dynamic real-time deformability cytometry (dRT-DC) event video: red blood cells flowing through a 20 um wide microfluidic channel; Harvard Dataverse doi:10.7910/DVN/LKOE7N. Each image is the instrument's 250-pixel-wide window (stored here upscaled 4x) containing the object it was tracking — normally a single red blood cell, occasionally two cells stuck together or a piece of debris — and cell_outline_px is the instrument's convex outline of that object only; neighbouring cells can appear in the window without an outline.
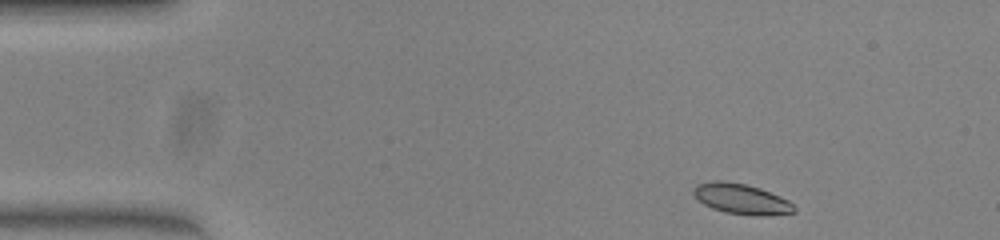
{"species": "common noctule bat (a hibernating species)", "species_latin": "Nyctalus noctula", "temperature_condition": "warm", "stored_images_in_passage": 46, "segment_of_instrument_passage": [1, 2], "camera_frame_rate_fps": 3000, "um_per_image_px": 0.085, "animal": {"sex": "female", "body_mass_g": 23.0, "forearm_length_mm": 53.4}, "frame": {"image": 1, "passage_image": 1, "time_ms": 0.0, "image_size_px": [1000, 240], "cell_outline_px": [[796, 212], [768, 216], [756, 216], [724, 212], [712, 208], [704, 204], [692, 192], [692, 188], [696, 184], [716, 180], [720, 180], [744, 184], [760, 188], [780, 196], [788, 200], [796, 208]], "centroid_in_image_um": [63.03, 16.92], "position_along_channel_um": 22.0, "area_um2": 17.86}}
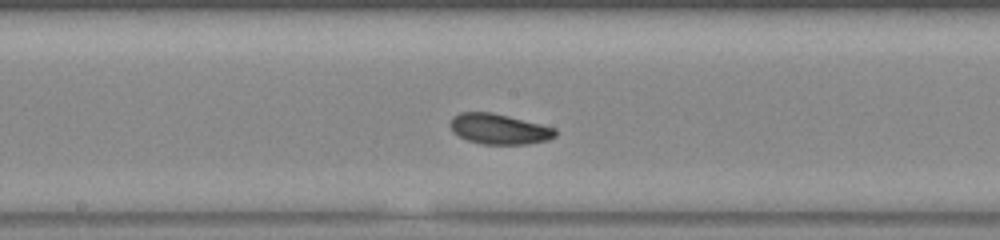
{"frame": {"image": 2, "passage_image": 21, "time_ms": 6.667, "image_size_px": [1000, 240], "cell_outline_px": [[556, 136], [548, 140], [528, 144], [480, 144], [468, 140], [452, 132], [448, 124], [448, 120], [452, 116], [460, 112], [492, 112], [556, 128]], "centroid_in_image_um": [42.37, 10.96], "position_along_channel_um": 205.8, "area_um2": 18.79}}
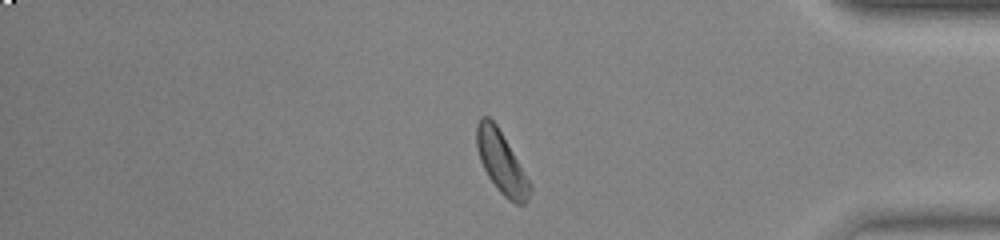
{"frame": {"image": 3, "passage_image": 37, "time_ms": 12.0, "image_size_px": [1000, 240], "cell_outline_px": [[532, 188], [528, 200], [524, 204], [516, 204], [508, 200], [496, 188], [488, 176], [480, 160], [476, 148], [476, 124], [480, 116], [488, 116], [496, 124], [532, 184]], "centroid_in_image_um": [42.61, 13.81], "position_along_channel_um": 392.6, "area_um2": 19.25}}